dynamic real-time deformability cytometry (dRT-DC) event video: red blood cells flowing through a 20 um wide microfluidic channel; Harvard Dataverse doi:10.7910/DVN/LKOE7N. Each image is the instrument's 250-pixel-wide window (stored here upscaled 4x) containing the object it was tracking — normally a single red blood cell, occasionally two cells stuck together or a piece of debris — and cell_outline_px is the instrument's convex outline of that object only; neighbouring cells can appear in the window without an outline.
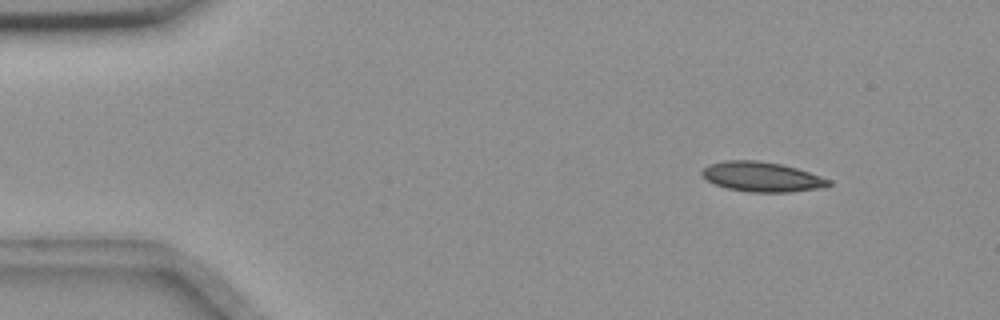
{"species": "common noctule bat (a hibernating species)", "species_latin": "Nyctalus noctula", "temperature_condition": "room temperature", "stored_images_in_passage": 5, "camera_frame_rate_fps": 3000, "um_per_image_px": 0.085, "animal": {"sex": "female", "body_mass_g": 18.4}, "frame": {"image": 1, "passage_image": 2, "time_ms": 1.0, "image_size_px": [1000, 320], "cell_outline_px": [[832, 184], [816, 188], [788, 192], [748, 192], [728, 188], [716, 184], [708, 180], [700, 172], [708, 164], [724, 160], [756, 160], [780, 164], [796, 168], [832, 180]], "centroid_in_image_um": [64.73, 15.02], "position_along_channel_um": 20.3, "area_um2": 21.73}}